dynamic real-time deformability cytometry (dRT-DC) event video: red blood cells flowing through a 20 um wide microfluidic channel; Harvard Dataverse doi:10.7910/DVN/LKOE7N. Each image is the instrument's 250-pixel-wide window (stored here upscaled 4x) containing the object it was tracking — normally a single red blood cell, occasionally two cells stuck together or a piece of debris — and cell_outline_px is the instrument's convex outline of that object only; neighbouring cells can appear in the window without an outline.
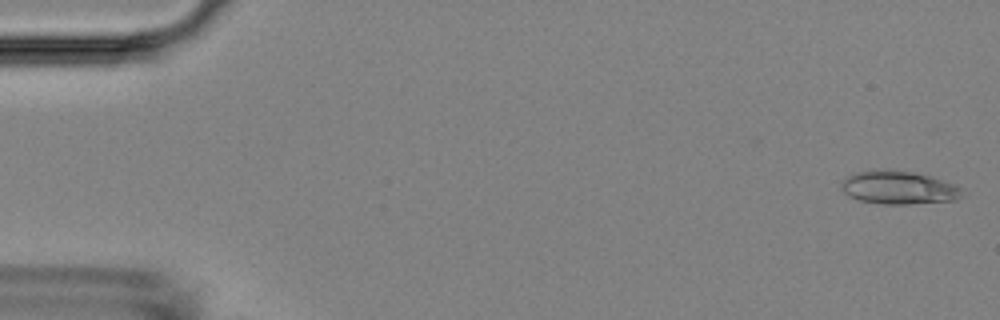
{"species": "Egyptian fruit bat (a non-hibernating species)", "species_latin": "Rousettus aegyptiacus", "temperature_condition": "room temperature", "stored_images_in_passage": 55, "camera_frame_rate_fps": 3000, "um_per_image_px": 0.085, "animal": {"sex": "female"}, "frame": {"image": 1, "passage_image": 2, "time_ms": 0.333, "image_size_px": [1000, 320], "cell_outline_px": [[964, 196], [956, 200], [908, 204], [884, 204], [860, 200], [848, 196], [840, 188], [844, 180], [848, 176], [856, 172], [884, 168], [888, 168], [912, 172], [932, 176], [952, 184], [960, 188]], "centroid_in_image_um": [76.38, 15.93], "position_along_channel_um": 8.6, "area_um2": 23.47}}
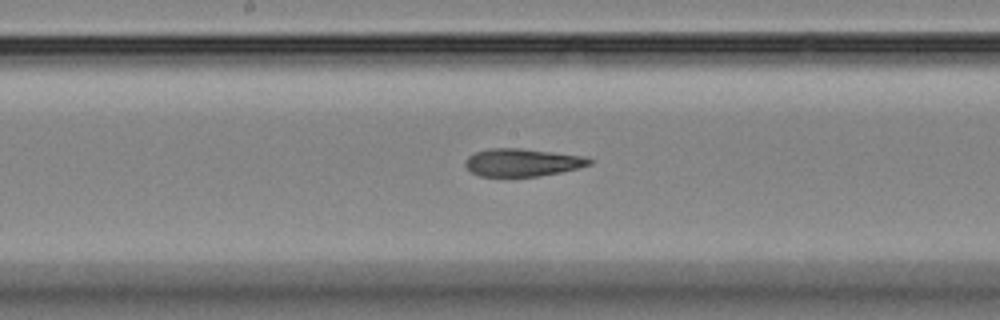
{"frame": {"image": 2, "passage_image": 29, "time_ms": 9.333, "image_size_px": [1000, 320], "cell_outline_px": [[592, 164], [560, 172], [536, 176], [480, 176], [472, 172], [464, 164], [464, 160], [468, 156], [476, 152], [492, 148], [520, 148], [584, 156], [592, 160]], "centroid_in_image_um": [44.37, 13.8], "position_along_channel_um": 203.8, "area_um2": 19.83}}
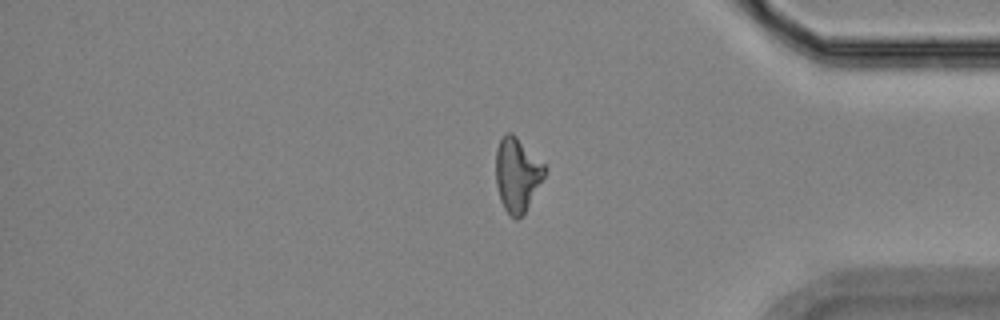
{"frame": {"image": 3, "passage_image": 46, "time_ms": 15.0, "image_size_px": [1000, 320], "cell_outline_px": [[548, 168], [544, 176], [524, 212], [516, 220], [504, 208], [500, 200], [496, 184], [496, 148], [504, 132], [512, 132]], "centroid_in_image_um": [43.94, 14.8], "position_along_channel_um": 391.3, "area_um2": 20.75}, "authors_computed_cell_mechanics": {"area_um2": 21.097, "velocity_mm_per_s": 3.6584, "shape_relaxation_time_tau1_ms": 6.4443, "shape_relaxation_time_tau2_ms": 2.9928, "deformation_change_tau1": 0.1866, "deformation_change_tau2": 0.1207}}